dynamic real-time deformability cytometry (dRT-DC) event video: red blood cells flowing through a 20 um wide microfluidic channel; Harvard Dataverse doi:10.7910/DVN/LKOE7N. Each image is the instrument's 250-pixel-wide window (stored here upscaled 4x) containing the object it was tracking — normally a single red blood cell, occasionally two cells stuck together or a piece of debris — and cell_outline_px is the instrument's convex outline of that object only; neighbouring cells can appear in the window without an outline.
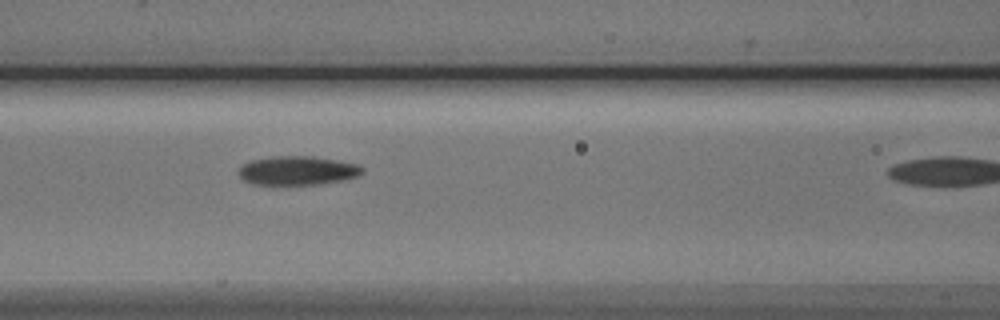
{"species": "Egyptian fruit bat (a non-hibernating species)", "species_latin": "Rousettus aegyptiacus", "temperature_condition": "cold", "stored_images_in_passage": 7, "camera_frame_rate_fps": 3000, "um_per_image_px": 0.085, "animal": {"sex": "male"}, "frame": {"image": 1, "passage_image": 5, "time_ms": 4.667, "image_size_px": [1000, 320], "cell_outline_px": [[364, 172], [360, 176], [320, 184], [252, 184], [244, 180], [240, 176], [240, 168], [244, 164], [252, 160], [272, 156], [312, 156], [360, 164], [364, 168]], "centroid_in_image_um": [25.35, 14.49], "position_along_channel_um": 141.3, "area_um2": 20.75}}